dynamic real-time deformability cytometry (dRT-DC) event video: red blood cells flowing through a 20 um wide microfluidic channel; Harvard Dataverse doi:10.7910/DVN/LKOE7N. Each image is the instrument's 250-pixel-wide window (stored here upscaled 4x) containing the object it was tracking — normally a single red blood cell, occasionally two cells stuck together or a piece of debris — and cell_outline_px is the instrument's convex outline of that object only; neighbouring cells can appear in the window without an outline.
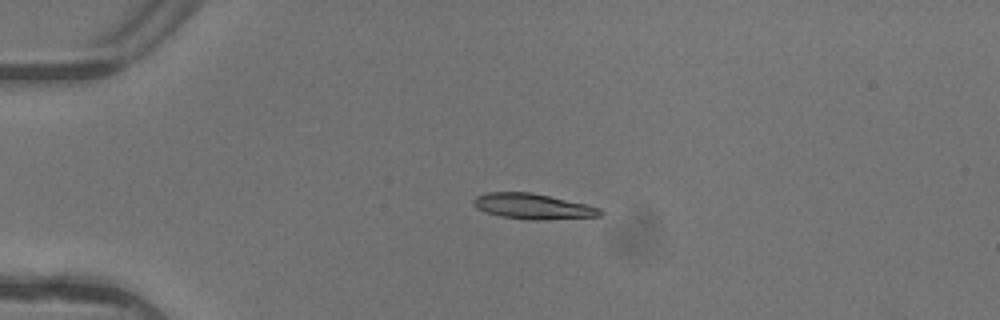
{"species": "common noctule bat (a hibernating species)", "species_latin": "Nyctalus noctula", "temperature_condition": "warm", "stored_images_in_passage": 6, "camera_frame_rate_fps": 3000, "um_per_image_px": 0.085, "animal": {"sex": "female"}, "frame": {"image": 1, "passage_image": 4, "time_ms": 1.0, "image_size_px": [1000, 320], "cell_outline_px": [[604, 212], [600, 216], [544, 220], [532, 220], [500, 216], [484, 212], [476, 208], [472, 204], [472, 200], [476, 196], [488, 192], [532, 192], [584, 204], [600, 208]], "centroid_in_image_um": [45.25, 17.54], "position_along_channel_um": 39.7, "area_um2": 18.84}}
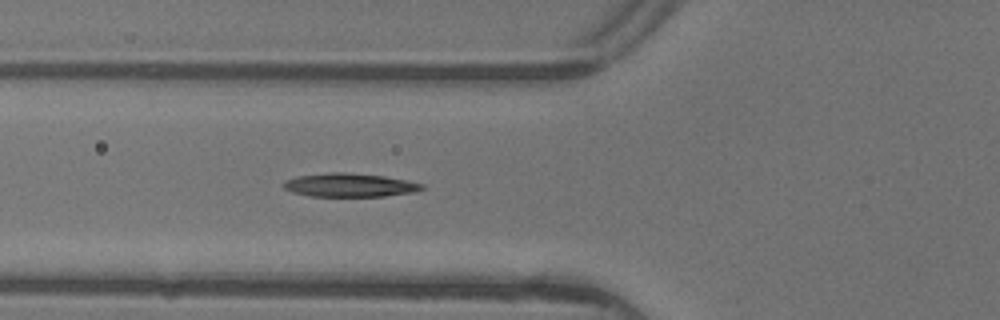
{"frame": {"image": 2, "passage_image": 6, "time_ms": 1.667, "image_size_px": [1000, 320], "cell_outline_px": [[424, 188], [416, 192], [384, 196], [308, 196], [292, 192], [284, 188], [284, 184], [288, 180], [300, 176], [328, 172], [344, 172], [384, 176], [408, 180], [424, 184]], "centroid_in_image_um": [29.78, 15.73], "position_along_channel_um": 96.0, "area_um2": 18.9}}